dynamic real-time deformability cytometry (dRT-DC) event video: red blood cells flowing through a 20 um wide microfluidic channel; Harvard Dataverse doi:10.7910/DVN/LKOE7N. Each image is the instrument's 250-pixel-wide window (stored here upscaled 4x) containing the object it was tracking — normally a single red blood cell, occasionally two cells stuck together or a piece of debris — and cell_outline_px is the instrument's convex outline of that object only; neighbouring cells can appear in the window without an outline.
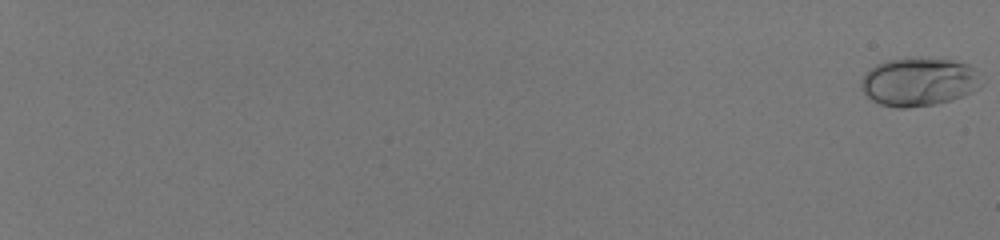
{"species": "human", "species_latin": "Homo sapiens", "temperature_condition": "room temperature", "stored_images_in_passage": 60, "camera_frame_rate_fps": 3000, "um_per_image_px": 0.085, "donor": {"sex": "male"}, "frame": {"image": 1, "passage_image": 1, "time_ms": 0.0, "image_size_px": [1000, 240], "cell_outline_px": [[980, 84], [976, 88], [960, 96], [936, 104], [908, 108], [896, 108], [880, 104], [872, 100], [860, 88], [860, 80], [876, 64], [888, 60], [904, 56], [912, 56], [952, 60], [968, 64], [972, 68]], "centroid_in_image_um": [78.01, 6.93], "position_along_channel_um": 7.0, "area_um2": 33.7}}
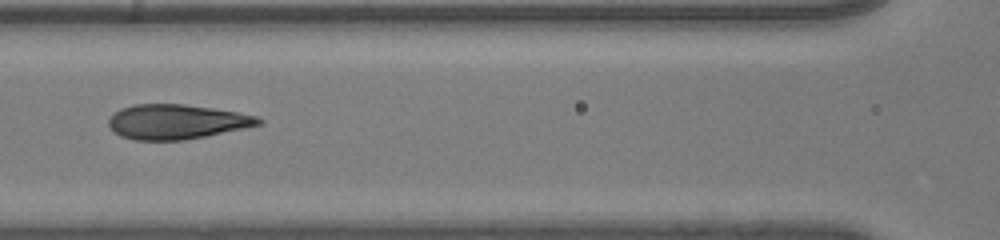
{"frame": {"image": 2, "passage_image": 35, "time_ms": 11.333, "image_size_px": [1000, 240], "cell_outline_px": [[264, 124], [184, 140], [136, 140], [120, 136], [108, 124], [108, 120], [112, 112], [120, 108], [132, 104], [184, 104], [212, 108], [236, 112], [256, 116], [264, 120]], "centroid_in_image_um": [14.99, 10.34], "position_along_channel_um": 151.6, "area_um2": 30.29}}
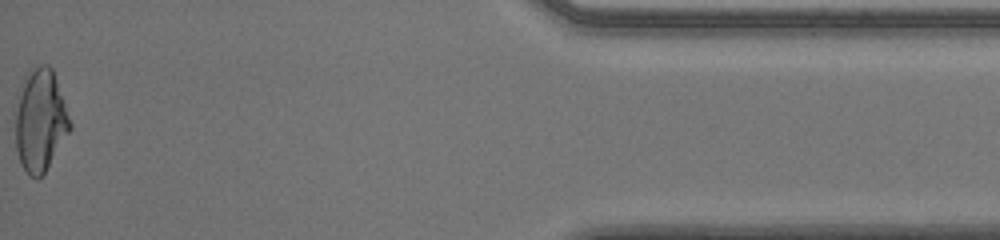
{"frame": {"image": 3, "passage_image": 60, "time_ms": 19.667, "image_size_px": [1000, 240], "cell_outline_px": [[72, 128], [44, 172], [36, 180], [20, 164], [16, 152], [16, 112], [24, 76], [28, 68], [40, 64], [48, 64], [52, 68], [72, 124]], "centroid_in_image_um": [3.43, 10.2], "position_along_channel_um": 431.8, "area_um2": 32.25}, "authors_computed_cell_mechanics": {"area_um2": 30.9519, "velocity_mm_per_s": 4.0326, "shape_relaxation_time_tau1_ms": 7.1967, "shape_relaxation_time_tau2_ms": null, "deformation_change_tau1": 0.2739, "deformation_change_tau2": null}}